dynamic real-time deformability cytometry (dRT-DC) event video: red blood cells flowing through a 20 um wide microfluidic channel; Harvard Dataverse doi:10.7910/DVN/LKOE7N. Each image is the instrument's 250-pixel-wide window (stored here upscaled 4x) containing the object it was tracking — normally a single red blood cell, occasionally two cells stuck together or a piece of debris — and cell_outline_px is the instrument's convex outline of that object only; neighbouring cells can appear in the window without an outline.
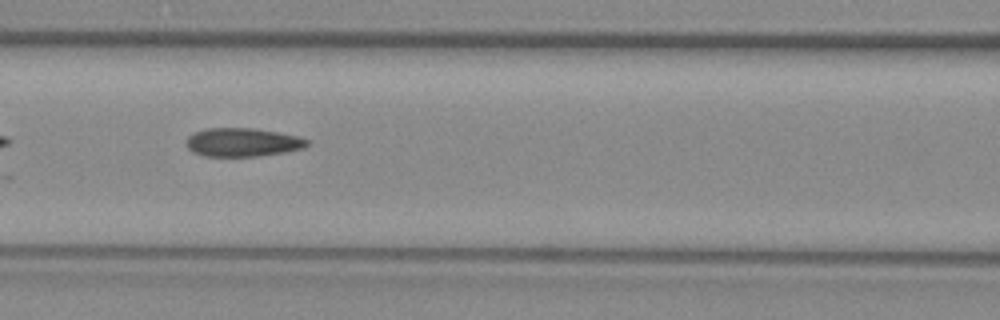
{"species": "common noctule bat (a hibernating species)", "species_latin": "Nyctalus noctula", "temperature_condition": "warm", "stored_images_in_passage": 19, "camera_frame_rate_fps": 3000, "um_per_image_px": 0.085, "animal": {"sex": "female", "body_mass_g": 29.2, "forearm_length_mm": 56.3}, "frame": {"image": 1, "passage_image": 8, "time_ms": 2.333, "image_size_px": [1000, 320], "cell_outline_px": [[308, 144], [304, 148], [284, 152], [256, 156], [204, 156], [192, 152], [184, 144], [188, 136], [192, 132], [204, 128], [252, 128], [300, 136], [308, 140]], "centroid_in_image_um": [20.56, 12.09], "position_along_channel_um": 146.0, "area_um2": 20.23}}
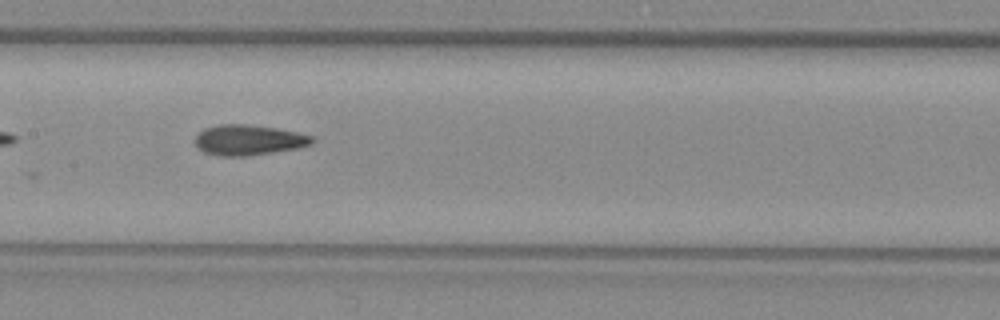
{"frame": {"image": 2, "passage_image": 11, "time_ms": 3.333, "image_size_px": [1000, 320], "cell_outline_px": [[316, 140], [312, 144], [296, 148], [248, 156], [220, 156], [204, 152], [196, 144], [196, 136], [204, 128], [220, 124], [248, 124], [276, 128], [296, 132], [312, 136]], "centroid_in_image_um": [21.14, 11.89], "position_along_channel_um": 186.3, "area_um2": 20.58}}